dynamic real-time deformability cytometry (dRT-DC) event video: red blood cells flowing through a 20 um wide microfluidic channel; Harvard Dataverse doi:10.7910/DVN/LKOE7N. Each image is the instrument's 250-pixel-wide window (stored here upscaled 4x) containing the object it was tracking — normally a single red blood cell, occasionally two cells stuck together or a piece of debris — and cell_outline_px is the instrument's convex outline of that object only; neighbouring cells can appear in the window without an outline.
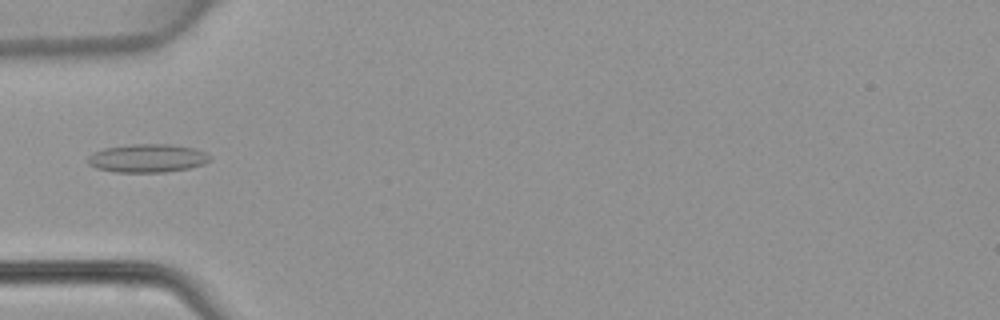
{"species": "common noctule bat (a hibernating species)", "species_latin": "Nyctalus noctula", "temperature_condition": "warm", "stored_images_in_passage": 6, "camera_frame_rate_fps": 3000, "um_per_image_px": 0.085, "animal": {"sex": "female", "body_mass_g": 22.7, "forearm_length_mm": 54.2}, "frame": {"image": 1, "passage_image": 1, "time_ms": 0.0, "image_size_px": [1000, 320], "cell_outline_px": [[212, 160], [204, 164], [192, 168], [164, 172], [116, 172], [96, 168], [88, 164], [88, 156], [92, 152], [104, 148], [132, 144], [168, 144], [196, 148], [212, 156]], "centroid_in_image_um": [12.56, 13.45], "position_along_channel_um": 72.4, "area_um2": 20.4}}